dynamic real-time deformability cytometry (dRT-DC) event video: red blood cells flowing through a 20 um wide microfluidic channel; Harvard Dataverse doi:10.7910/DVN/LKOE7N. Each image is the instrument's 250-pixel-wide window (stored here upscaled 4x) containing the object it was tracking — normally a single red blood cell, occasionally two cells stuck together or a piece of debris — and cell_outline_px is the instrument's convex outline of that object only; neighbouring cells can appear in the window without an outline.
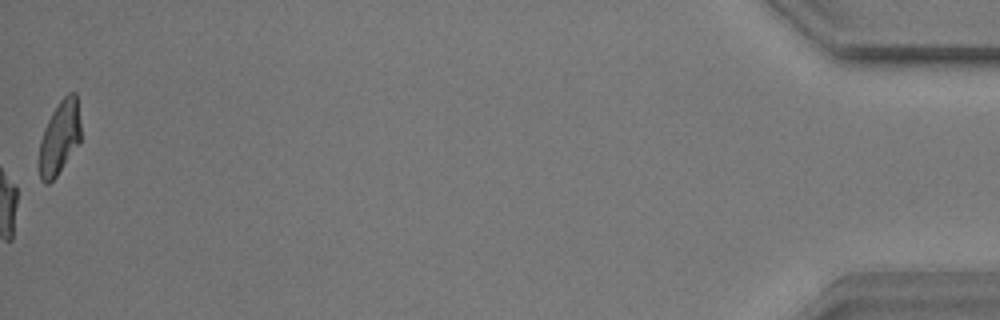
{"species": "common noctule bat (a hibernating species)", "species_latin": "Nyctalus noctula", "temperature_condition": "warm", "stored_images_in_passage": 56, "camera_frame_rate_fps": 3000, "um_per_image_px": 0.085, "animal": {"sex": "male", "body_mass_g": 17.9}, "frame": {"image": 1, "passage_image": 56, "time_ms": 18.333, "image_size_px": [1000, 320], "cell_outline_px": [[80, 144], [56, 176], [48, 184], [44, 184], [40, 180], [36, 160], [40, 140], [44, 128], [52, 112], [60, 100], [68, 92], [76, 92], [80, 124]], "centroid_in_image_um": [5.02, 11.75], "position_along_channel_um": 430.2, "area_um2": 18.38}, "authors_computed_cell_mechanics": {"area_um2": 18.1781, "velocity_mm_per_s": 3.7293, "shape_relaxation_time_tau1_ms": 3.8601, "shape_relaxation_time_tau2_ms": 2.0219, "deformation_change_tau1": 0.175, "deformation_change_tau2": 0.0592}}